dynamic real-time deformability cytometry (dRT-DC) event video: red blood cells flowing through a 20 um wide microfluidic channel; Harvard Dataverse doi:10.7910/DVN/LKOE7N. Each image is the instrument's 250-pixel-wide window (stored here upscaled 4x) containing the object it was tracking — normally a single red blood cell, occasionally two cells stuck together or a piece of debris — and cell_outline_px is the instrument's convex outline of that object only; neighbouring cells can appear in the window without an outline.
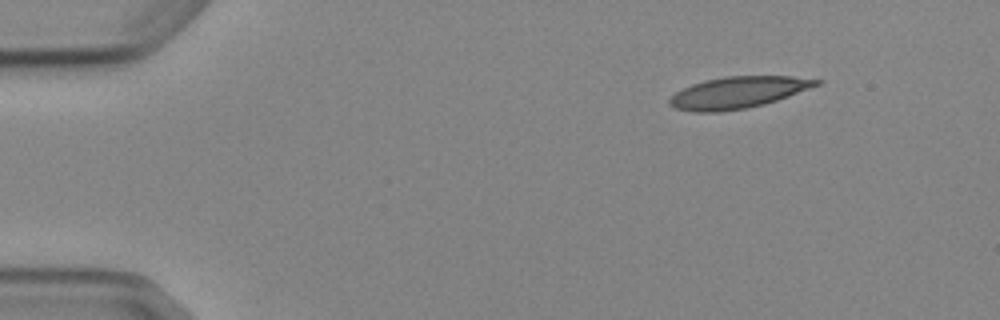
{"species": "Egyptian fruit bat (a non-hibernating species)", "species_latin": "Rousettus aegyptiacus", "temperature_condition": "cold", "stored_images_in_passage": 5, "camera_frame_rate_fps": 3000, "um_per_image_px": 0.085, "animal": {"sex": "female"}, "frame": {"image": 1, "passage_image": 1, "time_ms": 0.0, "image_size_px": [1000, 320], "cell_outline_px": [[824, 80], [820, 84], [788, 96], [764, 104], [744, 108], [720, 112], [692, 112], [676, 108], [668, 104], [668, 100], [676, 92], [692, 84], [704, 80], [724, 76], [792, 76]], "centroid_in_image_um": [62.72, 7.85], "position_along_channel_um": 22.3, "area_um2": 26.93}}
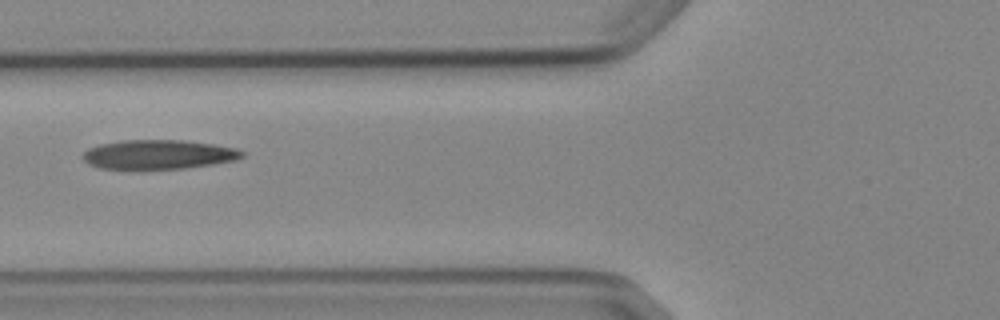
{"frame": {"image": 2, "passage_image": 5, "time_ms": 4.667, "image_size_px": [1000, 320], "cell_outline_px": [[244, 156], [236, 160], [212, 164], [184, 168], [136, 172], [132, 172], [96, 168], [88, 164], [84, 160], [84, 152], [88, 148], [100, 144], [124, 140], [180, 140], [212, 144], [236, 148], [244, 152]], "centroid_in_image_um": [13.39, 13.18], "position_along_channel_um": 112.4, "area_um2": 28.15}}